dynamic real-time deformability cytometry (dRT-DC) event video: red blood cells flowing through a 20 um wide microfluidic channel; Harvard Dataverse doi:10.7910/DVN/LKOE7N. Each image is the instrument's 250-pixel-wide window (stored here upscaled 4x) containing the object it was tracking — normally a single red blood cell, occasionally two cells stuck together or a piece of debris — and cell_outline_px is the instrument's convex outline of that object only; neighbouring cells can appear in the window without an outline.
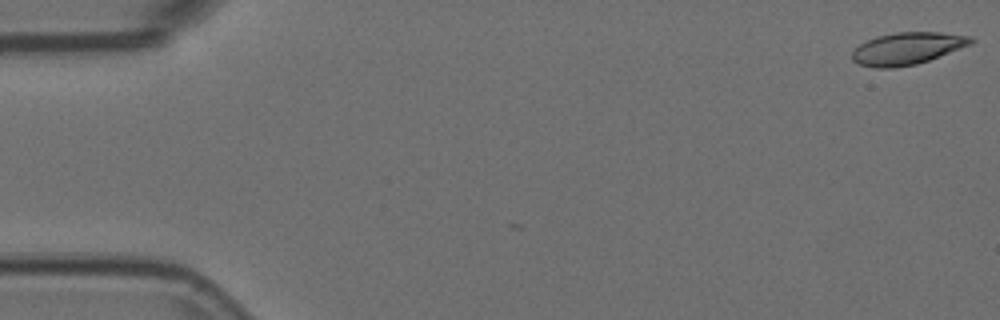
{"species": "Egyptian fruit bat (a non-hibernating species)", "species_latin": "Rousettus aegyptiacus", "temperature_condition": "room temperature", "stored_images_in_passage": 2, "camera_frame_rate_fps": 3000, "um_per_image_px": 0.085, "animal": {"sex": "female"}, "frame": {"image": 1, "passage_image": 1, "time_ms": 0.0, "image_size_px": [1000, 320], "cell_outline_px": [[976, 40], [972, 44], [928, 60], [916, 64], [892, 68], [876, 68], [860, 64], [852, 60], [852, 52], [860, 44], [876, 36], [896, 32], [940, 32], [972, 36]], "centroid_in_image_um": [77.14, 4.11], "position_along_channel_um": 7.9, "area_um2": 22.2}}